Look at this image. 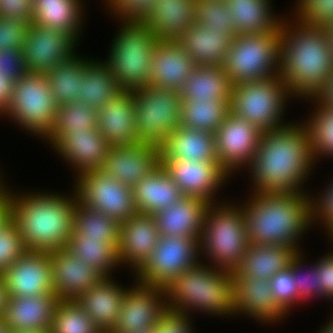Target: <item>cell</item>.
Here are the masks:
<instances>
[{
  "mask_svg": "<svg viewBox=\"0 0 333 333\" xmlns=\"http://www.w3.org/2000/svg\"><path fill=\"white\" fill-rule=\"evenodd\" d=\"M302 123L291 122L283 128L262 133L248 165L253 191L306 194L302 187L315 161L308 128Z\"/></svg>",
  "mask_w": 333,
  "mask_h": 333,
  "instance_id": "6da1fadb",
  "label": "cell"
},
{
  "mask_svg": "<svg viewBox=\"0 0 333 333\" xmlns=\"http://www.w3.org/2000/svg\"><path fill=\"white\" fill-rule=\"evenodd\" d=\"M287 20L283 16L280 25L279 76L291 97L308 101L333 75V50L326 27L307 25L294 17L291 23Z\"/></svg>",
  "mask_w": 333,
  "mask_h": 333,
  "instance_id": "7a4b0ae2",
  "label": "cell"
},
{
  "mask_svg": "<svg viewBox=\"0 0 333 333\" xmlns=\"http://www.w3.org/2000/svg\"><path fill=\"white\" fill-rule=\"evenodd\" d=\"M12 192L11 221L20 232L27 250L51 252L66 248L73 232V215L78 202L57 192Z\"/></svg>",
  "mask_w": 333,
  "mask_h": 333,
  "instance_id": "3957f363",
  "label": "cell"
},
{
  "mask_svg": "<svg viewBox=\"0 0 333 333\" xmlns=\"http://www.w3.org/2000/svg\"><path fill=\"white\" fill-rule=\"evenodd\" d=\"M253 192L242 205L249 244L284 245L302 252L297 242L311 227L309 195Z\"/></svg>",
  "mask_w": 333,
  "mask_h": 333,
  "instance_id": "277c9868",
  "label": "cell"
},
{
  "mask_svg": "<svg viewBox=\"0 0 333 333\" xmlns=\"http://www.w3.org/2000/svg\"><path fill=\"white\" fill-rule=\"evenodd\" d=\"M203 263L164 287L168 310L187 317L197 310L219 317L235 315L232 272Z\"/></svg>",
  "mask_w": 333,
  "mask_h": 333,
  "instance_id": "5b68a950",
  "label": "cell"
},
{
  "mask_svg": "<svg viewBox=\"0 0 333 333\" xmlns=\"http://www.w3.org/2000/svg\"><path fill=\"white\" fill-rule=\"evenodd\" d=\"M105 61L122 91L146 88L156 44L160 40L143 21L121 20Z\"/></svg>",
  "mask_w": 333,
  "mask_h": 333,
  "instance_id": "8992f818",
  "label": "cell"
},
{
  "mask_svg": "<svg viewBox=\"0 0 333 333\" xmlns=\"http://www.w3.org/2000/svg\"><path fill=\"white\" fill-rule=\"evenodd\" d=\"M216 203L205 213L200 255L206 253L213 267L233 272L249 246L243 207Z\"/></svg>",
  "mask_w": 333,
  "mask_h": 333,
  "instance_id": "52a82bcc",
  "label": "cell"
},
{
  "mask_svg": "<svg viewBox=\"0 0 333 333\" xmlns=\"http://www.w3.org/2000/svg\"><path fill=\"white\" fill-rule=\"evenodd\" d=\"M287 98L291 95L280 76L237 83L230 95L229 112L262 132L276 130L291 123L282 119Z\"/></svg>",
  "mask_w": 333,
  "mask_h": 333,
  "instance_id": "ba28073f",
  "label": "cell"
},
{
  "mask_svg": "<svg viewBox=\"0 0 333 333\" xmlns=\"http://www.w3.org/2000/svg\"><path fill=\"white\" fill-rule=\"evenodd\" d=\"M280 36L279 30L232 39L223 69L233 85L279 76Z\"/></svg>",
  "mask_w": 333,
  "mask_h": 333,
  "instance_id": "9c48e42d",
  "label": "cell"
},
{
  "mask_svg": "<svg viewBox=\"0 0 333 333\" xmlns=\"http://www.w3.org/2000/svg\"><path fill=\"white\" fill-rule=\"evenodd\" d=\"M57 108L46 74L26 72L14 82L12 99L2 116L45 138L53 128Z\"/></svg>",
  "mask_w": 333,
  "mask_h": 333,
  "instance_id": "30bf717a",
  "label": "cell"
},
{
  "mask_svg": "<svg viewBox=\"0 0 333 333\" xmlns=\"http://www.w3.org/2000/svg\"><path fill=\"white\" fill-rule=\"evenodd\" d=\"M133 93L138 140L160 146L180 126L179 91L148 86Z\"/></svg>",
  "mask_w": 333,
  "mask_h": 333,
  "instance_id": "8fae6325",
  "label": "cell"
},
{
  "mask_svg": "<svg viewBox=\"0 0 333 333\" xmlns=\"http://www.w3.org/2000/svg\"><path fill=\"white\" fill-rule=\"evenodd\" d=\"M199 252L200 241L197 238L160 236L150 257L136 271L135 281L164 288L201 261L198 260Z\"/></svg>",
  "mask_w": 333,
  "mask_h": 333,
  "instance_id": "7c38bea8",
  "label": "cell"
},
{
  "mask_svg": "<svg viewBox=\"0 0 333 333\" xmlns=\"http://www.w3.org/2000/svg\"><path fill=\"white\" fill-rule=\"evenodd\" d=\"M78 200L89 208L112 217L118 223L137 213L132 188L100 170L76 175Z\"/></svg>",
  "mask_w": 333,
  "mask_h": 333,
  "instance_id": "4fadbf2b",
  "label": "cell"
},
{
  "mask_svg": "<svg viewBox=\"0 0 333 333\" xmlns=\"http://www.w3.org/2000/svg\"><path fill=\"white\" fill-rule=\"evenodd\" d=\"M135 284L126 289L117 324L110 333L154 330L157 323L169 312L163 287L138 281Z\"/></svg>",
  "mask_w": 333,
  "mask_h": 333,
  "instance_id": "5bb4252c",
  "label": "cell"
},
{
  "mask_svg": "<svg viewBox=\"0 0 333 333\" xmlns=\"http://www.w3.org/2000/svg\"><path fill=\"white\" fill-rule=\"evenodd\" d=\"M77 41L69 34L31 23L23 43V60L29 73L46 74L75 55Z\"/></svg>",
  "mask_w": 333,
  "mask_h": 333,
  "instance_id": "9a60e30c",
  "label": "cell"
},
{
  "mask_svg": "<svg viewBox=\"0 0 333 333\" xmlns=\"http://www.w3.org/2000/svg\"><path fill=\"white\" fill-rule=\"evenodd\" d=\"M262 131L230 112L214 133L218 162L232 176L250 164L261 140ZM236 169V170H235ZM234 171V172H233Z\"/></svg>",
  "mask_w": 333,
  "mask_h": 333,
  "instance_id": "2e32d148",
  "label": "cell"
},
{
  "mask_svg": "<svg viewBox=\"0 0 333 333\" xmlns=\"http://www.w3.org/2000/svg\"><path fill=\"white\" fill-rule=\"evenodd\" d=\"M160 164L183 196L197 197L210 204L216 201L218 190L230 175L219 162L160 160Z\"/></svg>",
  "mask_w": 333,
  "mask_h": 333,
  "instance_id": "e0dca14e",
  "label": "cell"
},
{
  "mask_svg": "<svg viewBox=\"0 0 333 333\" xmlns=\"http://www.w3.org/2000/svg\"><path fill=\"white\" fill-rule=\"evenodd\" d=\"M159 165V146L139 141L111 146L100 171L133 188Z\"/></svg>",
  "mask_w": 333,
  "mask_h": 333,
  "instance_id": "ac0fdd59",
  "label": "cell"
},
{
  "mask_svg": "<svg viewBox=\"0 0 333 333\" xmlns=\"http://www.w3.org/2000/svg\"><path fill=\"white\" fill-rule=\"evenodd\" d=\"M2 275L9 296L55 295L49 252L27 250Z\"/></svg>",
  "mask_w": 333,
  "mask_h": 333,
  "instance_id": "d6986e66",
  "label": "cell"
},
{
  "mask_svg": "<svg viewBox=\"0 0 333 333\" xmlns=\"http://www.w3.org/2000/svg\"><path fill=\"white\" fill-rule=\"evenodd\" d=\"M49 256L52 264L53 293L60 300H75L104 278L100 272L66 248L51 251Z\"/></svg>",
  "mask_w": 333,
  "mask_h": 333,
  "instance_id": "ffe728a7",
  "label": "cell"
},
{
  "mask_svg": "<svg viewBox=\"0 0 333 333\" xmlns=\"http://www.w3.org/2000/svg\"><path fill=\"white\" fill-rule=\"evenodd\" d=\"M160 238L153 215L136 213L119 223L118 258L136 272L150 257ZM135 270V271H134Z\"/></svg>",
  "mask_w": 333,
  "mask_h": 333,
  "instance_id": "44dd1931",
  "label": "cell"
},
{
  "mask_svg": "<svg viewBox=\"0 0 333 333\" xmlns=\"http://www.w3.org/2000/svg\"><path fill=\"white\" fill-rule=\"evenodd\" d=\"M234 308L237 315H248L257 323H276L286 316L277 304L269 280L254 276L233 277Z\"/></svg>",
  "mask_w": 333,
  "mask_h": 333,
  "instance_id": "7402d4cb",
  "label": "cell"
},
{
  "mask_svg": "<svg viewBox=\"0 0 333 333\" xmlns=\"http://www.w3.org/2000/svg\"><path fill=\"white\" fill-rule=\"evenodd\" d=\"M64 160L81 173L100 170L111 147L97 128L63 134L52 146Z\"/></svg>",
  "mask_w": 333,
  "mask_h": 333,
  "instance_id": "603a6c76",
  "label": "cell"
},
{
  "mask_svg": "<svg viewBox=\"0 0 333 333\" xmlns=\"http://www.w3.org/2000/svg\"><path fill=\"white\" fill-rule=\"evenodd\" d=\"M59 301L57 295L9 296L4 322L13 333L49 332Z\"/></svg>",
  "mask_w": 333,
  "mask_h": 333,
  "instance_id": "cb8c5ba5",
  "label": "cell"
},
{
  "mask_svg": "<svg viewBox=\"0 0 333 333\" xmlns=\"http://www.w3.org/2000/svg\"><path fill=\"white\" fill-rule=\"evenodd\" d=\"M97 129L111 146L139 142L133 91H122L98 111Z\"/></svg>",
  "mask_w": 333,
  "mask_h": 333,
  "instance_id": "d4e9b609",
  "label": "cell"
},
{
  "mask_svg": "<svg viewBox=\"0 0 333 333\" xmlns=\"http://www.w3.org/2000/svg\"><path fill=\"white\" fill-rule=\"evenodd\" d=\"M196 64L172 40H159L153 53L149 86L180 91Z\"/></svg>",
  "mask_w": 333,
  "mask_h": 333,
  "instance_id": "484cf974",
  "label": "cell"
},
{
  "mask_svg": "<svg viewBox=\"0 0 333 333\" xmlns=\"http://www.w3.org/2000/svg\"><path fill=\"white\" fill-rule=\"evenodd\" d=\"M209 204L197 197L183 196L168 208L155 213L153 216L160 236H186L200 241Z\"/></svg>",
  "mask_w": 333,
  "mask_h": 333,
  "instance_id": "4316f807",
  "label": "cell"
},
{
  "mask_svg": "<svg viewBox=\"0 0 333 333\" xmlns=\"http://www.w3.org/2000/svg\"><path fill=\"white\" fill-rule=\"evenodd\" d=\"M104 277L98 284L80 294L75 301L102 333H110L116 326L126 288Z\"/></svg>",
  "mask_w": 333,
  "mask_h": 333,
  "instance_id": "83f0119b",
  "label": "cell"
},
{
  "mask_svg": "<svg viewBox=\"0 0 333 333\" xmlns=\"http://www.w3.org/2000/svg\"><path fill=\"white\" fill-rule=\"evenodd\" d=\"M234 37L194 23L175 42L187 52L196 66H223Z\"/></svg>",
  "mask_w": 333,
  "mask_h": 333,
  "instance_id": "f1b7e54d",
  "label": "cell"
},
{
  "mask_svg": "<svg viewBox=\"0 0 333 333\" xmlns=\"http://www.w3.org/2000/svg\"><path fill=\"white\" fill-rule=\"evenodd\" d=\"M160 160L218 162L214 134L179 126L159 146Z\"/></svg>",
  "mask_w": 333,
  "mask_h": 333,
  "instance_id": "f546056e",
  "label": "cell"
},
{
  "mask_svg": "<svg viewBox=\"0 0 333 333\" xmlns=\"http://www.w3.org/2000/svg\"><path fill=\"white\" fill-rule=\"evenodd\" d=\"M196 0H155L143 22L160 40L175 41L195 23Z\"/></svg>",
  "mask_w": 333,
  "mask_h": 333,
  "instance_id": "4dcf8cb0",
  "label": "cell"
},
{
  "mask_svg": "<svg viewBox=\"0 0 333 333\" xmlns=\"http://www.w3.org/2000/svg\"><path fill=\"white\" fill-rule=\"evenodd\" d=\"M298 253L294 247L284 245L249 244L232 275L233 277L254 276L257 279L270 280L275 274L289 267Z\"/></svg>",
  "mask_w": 333,
  "mask_h": 333,
  "instance_id": "1f68e13d",
  "label": "cell"
},
{
  "mask_svg": "<svg viewBox=\"0 0 333 333\" xmlns=\"http://www.w3.org/2000/svg\"><path fill=\"white\" fill-rule=\"evenodd\" d=\"M132 193L137 212L151 215L168 208L183 197L179 187L161 164L139 181L132 188Z\"/></svg>",
  "mask_w": 333,
  "mask_h": 333,
  "instance_id": "d6a6232c",
  "label": "cell"
},
{
  "mask_svg": "<svg viewBox=\"0 0 333 333\" xmlns=\"http://www.w3.org/2000/svg\"><path fill=\"white\" fill-rule=\"evenodd\" d=\"M237 35L278 32L283 18L274 15L271 0H225Z\"/></svg>",
  "mask_w": 333,
  "mask_h": 333,
  "instance_id": "836d02e7",
  "label": "cell"
},
{
  "mask_svg": "<svg viewBox=\"0 0 333 333\" xmlns=\"http://www.w3.org/2000/svg\"><path fill=\"white\" fill-rule=\"evenodd\" d=\"M82 6L81 0H33L32 23L61 30L79 43L85 13Z\"/></svg>",
  "mask_w": 333,
  "mask_h": 333,
  "instance_id": "e575fe53",
  "label": "cell"
},
{
  "mask_svg": "<svg viewBox=\"0 0 333 333\" xmlns=\"http://www.w3.org/2000/svg\"><path fill=\"white\" fill-rule=\"evenodd\" d=\"M233 84L223 66H196L179 91L181 100H230Z\"/></svg>",
  "mask_w": 333,
  "mask_h": 333,
  "instance_id": "d590c367",
  "label": "cell"
},
{
  "mask_svg": "<svg viewBox=\"0 0 333 333\" xmlns=\"http://www.w3.org/2000/svg\"><path fill=\"white\" fill-rule=\"evenodd\" d=\"M120 92L122 90L114 80L110 66L105 61L91 59L80 81V101L99 111Z\"/></svg>",
  "mask_w": 333,
  "mask_h": 333,
  "instance_id": "8d00e7d4",
  "label": "cell"
},
{
  "mask_svg": "<svg viewBox=\"0 0 333 333\" xmlns=\"http://www.w3.org/2000/svg\"><path fill=\"white\" fill-rule=\"evenodd\" d=\"M90 61L75 54L46 73L57 107L80 100V81Z\"/></svg>",
  "mask_w": 333,
  "mask_h": 333,
  "instance_id": "74e56055",
  "label": "cell"
},
{
  "mask_svg": "<svg viewBox=\"0 0 333 333\" xmlns=\"http://www.w3.org/2000/svg\"><path fill=\"white\" fill-rule=\"evenodd\" d=\"M66 249L104 277H110L112 270L121 266L118 251L111 244L104 242V238H81L73 231Z\"/></svg>",
  "mask_w": 333,
  "mask_h": 333,
  "instance_id": "f35d334b",
  "label": "cell"
},
{
  "mask_svg": "<svg viewBox=\"0 0 333 333\" xmlns=\"http://www.w3.org/2000/svg\"><path fill=\"white\" fill-rule=\"evenodd\" d=\"M229 113V101L181 100L180 126L215 133Z\"/></svg>",
  "mask_w": 333,
  "mask_h": 333,
  "instance_id": "ab89813d",
  "label": "cell"
},
{
  "mask_svg": "<svg viewBox=\"0 0 333 333\" xmlns=\"http://www.w3.org/2000/svg\"><path fill=\"white\" fill-rule=\"evenodd\" d=\"M73 231L81 238H104V242L111 244L118 251L119 223L79 200L73 215Z\"/></svg>",
  "mask_w": 333,
  "mask_h": 333,
  "instance_id": "60d3db41",
  "label": "cell"
},
{
  "mask_svg": "<svg viewBox=\"0 0 333 333\" xmlns=\"http://www.w3.org/2000/svg\"><path fill=\"white\" fill-rule=\"evenodd\" d=\"M98 111L76 100L57 108L55 123L50 133L44 138L53 145L63 134H73L75 131H89L97 128Z\"/></svg>",
  "mask_w": 333,
  "mask_h": 333,
  "instance_id": "b9f144b4",
  "label": "cell"
},
{
  "mask_svg": "<svg viewBox=\"0 0 333 333\" xmlns=\"http://www.w3.org/2000/svg\"><path fill=\"white\" fill-rule=\"evenodd\" d=\"M311 100L315 106L317 104L316 111H312L311 117L304 123L310 134L312 155L316 163L321 156L333 157V108L321 105L315 98Z\"/></svg>",
  "mask_w": 333,
  "mask_h": 333,
  "instance_id": "7bdbcfd3",
  "label": "cell"
},
{
  "mask_svg": "<svg viewBox=\"0 0 333 333\" xmlns=\"http://www.w3.org/2000/svg\"><path fill=\"white\" fill-rule=\"evenodd\" d=\"M49 333H102L75 300H60Z\"/></svg>",
  "mask_w": 333,
  "mask_h": 333,
  "instance_id": "ee69618b",
  "label": "cell"
},
{
  "mask_svg": "<svg viewBox=\"0 0 333 333\" xmlns=\"http://www.w3.org/2000/svg\"><path fill=\"white\" fill-rule=\"evenodd\" d=\"M195 23L235 37L234 21L229 16L225 0H196Z\"/></svg>",
  "mask_w": 333,
  "mask_h": 333,
  "instance_id": "f6af8a7d",
  "label": "cell"
},
{
  "mask_svg": "<svg viewBox=\"0 0 333 333\" xmlns=\"http://www.w3.org/2000/svg\"><path fill=\"white\" fill-rule=\"evenodd\" d=\"M295 18L307 25L327 27L333 23V0H297Z\"/></svg>",
  "mask_w": 333,
  "mask_h": 333,
  "instance_id": "bcb514c9",
  "label": "cell"
},
{
  "mask_svg": "<svg viewBox=\"0 0 333 333\" xmlns=\"http://www.w3.org/2000/svg\"><path fill=\"white\" fill-rule=\"evenodd\" d=\"M27 251L16 225L10 221L0 230V274Z\"/></svg>",
  "mask_w": 333,
  "mask_h": 333,
  "instance_id": "7dc6e473",
  "label": "cell"
},
{
  "mask_svg": "<svg viewBox=\"0 0 333 333\" xmlns=\"http://www.w3.org/2000/svg\"><path fill=\"white\" fill-rule=\"evenodd\" d=\"M269 285L277 304L288 314L298 304V290L292 269L287 267L275 274L269 280Z\"/></svg>",
  "mask_w": 333,
  "mask_h": 333,
  "instance_id": "c3c4849f",
  "label": "cell"
},
{
  "mask_svg": "<svg viewBox=\"0 0 333 333\" xmlns=\"http://www.w3.org/2000/svg\"><path fill=\"white\" fill-rule=\"evenodd\" d=\"M303 252L298 253V255L293 259L290 264L292 269L296 288L298 290V303L308 301L317 295L318 297V280L315 274V264H312L308 269L304 270L303 264ZM306 271V273H305Z\"/></svg>",
  "mask_w": 333,
  "mask_h": 333,
  "instance_id": "681fc988",
  "label": "cell"
},
{
  "mask_svg": "<svg viewBox=\"0 0 333 333\" xmlns=\"http://www.w3.org/2000/svg\"><path fill=\"white\" fill-rule=\"evenodd\" d=\"M107 8L119 20L143 21L149 14L155 0H105Z\"/></svg>",
  "mask_w": 333,
  "mask_h": 333,
  "instance_id": "f907efd6",
  "label": "cell"
},
{
  "mask_svg": "<svg viewBox=\"0 0 333 333\" xmlns=\"http://www.w3.org/2000/svg\"><path fill=\"white\" fill-rule=\"evenodd\" d=\"M29 25L19 19L0 17V50L22 49Z\"/></svg>",
  "mask_w": 333,
  "mask_h": 333,
  "instance_id": "816d5d0a",
  "label": "cell"
},
{
  "mask_svg": "<svg viewBox=\"0 0 333 333\" xmlns=\"http://www.w3.org/2000/svg\"><path fill=\"white\" fill-rule=\"evenodd\" d=\"M331 184L327 185V189L322 190V194H319V198H315L309 195V208H310V221L312 223L322 222V225L326 228L333 222V179ZM324 191V193H323ZM321 221V222H320Z\"/></svg>",
  "mask_w": 333,
  "mask_h": 333,
  "instance_id": "f5cc1de1",
  "label": "cell"
},
{
  "mask_svg": "<svg viewBox=\"0 0 333 333\" xmlns=\"http://www.w3.org/2000/svg\"><path fill=\"white\" fill-rule=\"evenodd\" d=\"M22 49L0 50V73L13 83L18 81L25 73Z\"/></svg>",
  "mask_w": 333,
  "mask_h": 333,
  "instance_id": "db71d44e",
  "label": "cell"
},
{
  "mask_svg": "<svg viewBox=\"0 0 333 333\" xmlns=\"http://www.w3.org/2000/svg\"><path fill=\"white\" fill-rule=\"evenodd\" d=\"M331 252L316 261L315 274L318 280V297L333 300V251Z\"/></svg>",
  "mask_w": 333,
  "mask_h": 333,
  "instance_id": "11a10c76",
  "label": "cell"
},
{
  "mask_svg": "<svg viewBox=\"0 0 333 333\" xmlns=\"http://www.w3.org/2000/svg\"><path fill=\"white\" fill-rule=\"evenodd\" d=\"M0 17L19 19L31 24L33 0H0Z\"/></svg>",
  "mask_w": 333,
  "mask_h": 333,
  "instance_id": "9f6ffc18",
  "label": "cell"
},
{
  "mask_svg": "<svg viewBox=\"0 0 333 333\" xmlns=\"http://www.w3.org/2000/svg\"><path fill=\"white\" fill-rule=\"evenodd\" d=\"M185 315L168 312L154 329V333H193L192 320Z\"/></svg>",
  "mask_w": 333,
  "mask_h": 333,
  "instance_id": "6f0895ef",
  "label": "cell"
},
{
  "mask_svg": "<svg viewBox=\"0 0 333 333\" xmlns=\"http://www.w3.org/2000/svg\"><path fill=\"white\" fill-rule=\"evenodd\" d=\"M12 192L3 183L0 186V230L11 221Z\"/></svg>",
  "mask_w": 333,
  "mask_h": 333,
  "instance_id": "680465c9",
  "label": "cell"
},
{
  "mask_svg": "<svg viewBox=\"0 0 333 333\" xmlns=\"http://www.w3.org/2000/svg\"><path fill=\"white\" fill-rule=\"evenodd\" d=\"M14 83L0 73V114L3 115L12 99Z\"/></svg>",
  "mask_w": 333,
  "mask_h": 333,
  "instance_id": "91938a15",
  "label": "cell"
},
{
  "mask_svg": "<svg viewBox=\"0 0 333 333\" xmlns=\"http://www.w3.org/2000/svg\"><path fill=\"white\" fill-rule=\"evenodd\" d=\"M321 105L333 108V75L315 98Z\"/></svg>",
  "mask_w": 333,
  "mask_h": 333,
  "instance_id": "94428289",
  "label": "cell"
},
{
  "mask_svg": "<svg viewBox=\"0 0 333 333\" xmlns=\"http://www.w3.org/2000/svg\"><path fill=\"white\" fill-rule=\"evenodd\" d=\"M8 290L6 288V283L4 281L3 275L0 274V319L4 317L7 304H8Z\"/></svg>",
  "mask_w": 333,
  "mask_h": 333,
  "instance_id": "6125c7cd",
  "label": "cell"
},
{
  "mask_svg": "<svg viewBox=\"0 0 333 333\" xmlns=\"http://www.w3.org/2000/svg\"><path fill=\"white\" fill-rule=\"evenodd\" d=\"M329 318H331L329 319V323L327 321L325 326H323L322 329L320 328L319 333H333V313L332 316Z\"/></svg>",
  "mask_w": 333,
  "mask_h": 333,
  "instance_id": "be15d7a7",
  "label": "cell"
},
{
  "mask_svg": "<svg viewBox=\"0 0 333 333\" xmlns=\"http://www.w3.org/2000/svg\"><path fill=\"white\" fill-rule=\"evenodd\" d=\"M327 33L329 35L331 49L333 50V23L329 24L327 27Z\"/></svg>",
  "mask_w": 333,
  "mask_h": 333,
  "instance_id": "e7e4bbea",
  "label": "cell"
},
{
  "mask_svg": "<svg viewBox=\"0 0 333 333\" xmlns=\"http://www.w3.org/2000/svg\"><path fill=\"white\" fill-rule=\"evenodd\" d=\"M324 229H325V231H327V235H329V236H327V237H329L330 242L333 243V222L330 223V224H329L326 228H324ZM332 249H333V247H332Z\"/></svg>",
  "mask_w": 333,
  "mask_h": 333,
  "instance_id": "03108f58",
  "label": "cell"
},
{
  "mask_svg": "<svg viewBox=\"0 0 333 333\" xmlns=\"http://www.w3.org/2000/svg\"><path fill=\"white\" fill-rule=\"evenodd\" d=\"M0 333H10L3 318L0 319Z\"/></svg>",
  "mask_w": 333,
  "mask_h": 333,
  "instance_id": "003e7915",
  "label": "cell"
},
{
  "mask_svg": "<svg viewBox=\"0 0 333 333\" xmlns=\"http://www.w3.org/2000/svg\"><path fill=\"white\" fill-rule=\"evenodd\" d=\"M136 333H154V330H150V331H139V332H136Z\"/></svg>",
  "mask_w": 333,
  "mask_h": 333,
  "instance_id": "a7ac6f4b",
  "label": "cell"
},
{
  "mask_svg": "<svg viewBox=\"0 0 333 333\" xmlns=\"http://www.w3.org/2000/svg\"><path fill=\"white\" fill-rule=\"evenodd\" d=\"M13 333V332H10ZM19 333H49V332H19Z\"/></svg>",
  "mask_w": 333,
  "mask_h": 333,
  "instance_id": "89a4df30",
  "label": "cell"
},
{
  "mask_svg": "<svg viewBox=\"0 0 333 333\" xmlns=\"http://www.w3.org/2000/svg\"><path fill=\"white\" fill-rule=\"evenodd\" d=\"M0 176H1L0 179L3 178L1 174H0ZM1 181H3V179L0 180V186L4 183V182H1Z\"/></svg>",
  "mask_w": 333,
  "mask_h": 333,
  "instance_id": "2644e50d",
  "label": "cell"
}]
</instances>
